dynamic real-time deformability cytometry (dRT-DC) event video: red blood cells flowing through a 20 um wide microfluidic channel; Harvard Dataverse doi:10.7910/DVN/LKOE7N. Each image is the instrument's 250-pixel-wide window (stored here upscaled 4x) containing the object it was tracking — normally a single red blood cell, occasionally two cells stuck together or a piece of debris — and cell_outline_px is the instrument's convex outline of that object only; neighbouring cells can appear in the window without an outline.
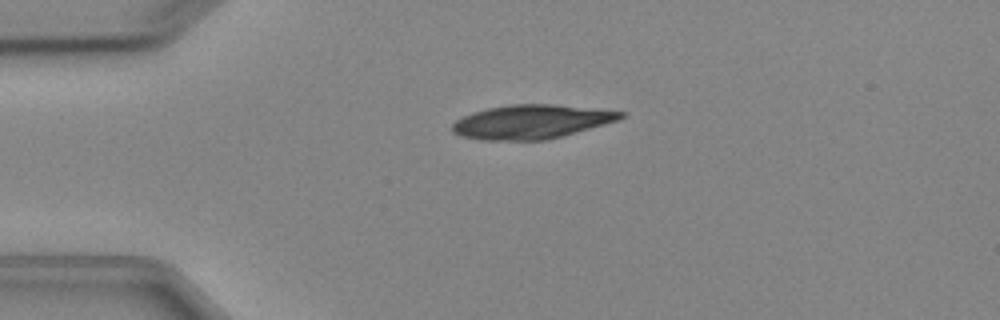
{"species": "Egyptian fruit bat (a non-hibernating species)", "species_latin": "Rousettus aegyptiacus", "temperature_condition": "cold", "stored_images_in_passage": 4, "camera_frame_rate_fps": 3000, "um_per_image_px": 0.085, "animal": {"sex": "female"}, "frame": {"image": 1, "passage_image": 3, "time_ms": 2.333, "image_size_px": [1000, 320], "cell_outline_px": [[624, 116], [616, 120], [604, 124], [576, 132], [544, 140], [484, 140], [460, 136], [452, 132], [452, 124], [456, 120], [472, 112], [488, 108], [508, 104], [552, 104], [596, 108], [624, 112]], "centroid_in_image_um": [45.13, 10.34], "position_along_channel_um": 39.9, "area_um2": 33.12}}